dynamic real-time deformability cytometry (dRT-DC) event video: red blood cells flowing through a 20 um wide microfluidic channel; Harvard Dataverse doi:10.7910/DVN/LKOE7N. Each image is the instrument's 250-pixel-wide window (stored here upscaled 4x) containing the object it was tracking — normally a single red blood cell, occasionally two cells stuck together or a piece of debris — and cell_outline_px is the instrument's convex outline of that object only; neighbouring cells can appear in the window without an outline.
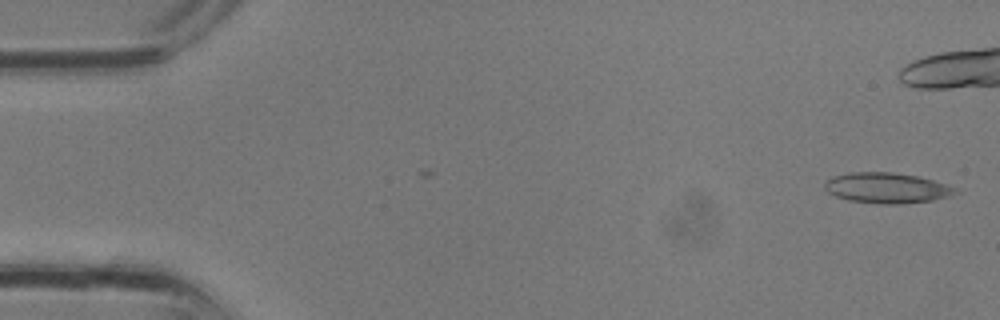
{"species": "common noctule bat (a hibernating species)", "species_latin": "Nyctalus noctula", "temperature_condition": "room temperature", "stored_images_in_passage": 2, "camera_frame_rate_fps": 3000, "um_per_image_px": 0.085, "animal": {"sex": "male", "body_mass_g": 13.3}, "frame": {"image": 1, "passage_image": 2, "time_ms": 0.333, "image_size_px": [1000, 320], "cell_outline_px": [[960, 192], [948, 196], [932, 200], [900, 204], [880, 204], [848, 200], [836, 196], [828, 192], [824, 188], [824, 184], [832, 176], [848, 172], [892, 172], [916, 176], [932, 180], [956, 188]], "centroid_in_image_um": [75.34, 15.97], "position_along_channel_um": 9.7, "area_um2": 23.12}}